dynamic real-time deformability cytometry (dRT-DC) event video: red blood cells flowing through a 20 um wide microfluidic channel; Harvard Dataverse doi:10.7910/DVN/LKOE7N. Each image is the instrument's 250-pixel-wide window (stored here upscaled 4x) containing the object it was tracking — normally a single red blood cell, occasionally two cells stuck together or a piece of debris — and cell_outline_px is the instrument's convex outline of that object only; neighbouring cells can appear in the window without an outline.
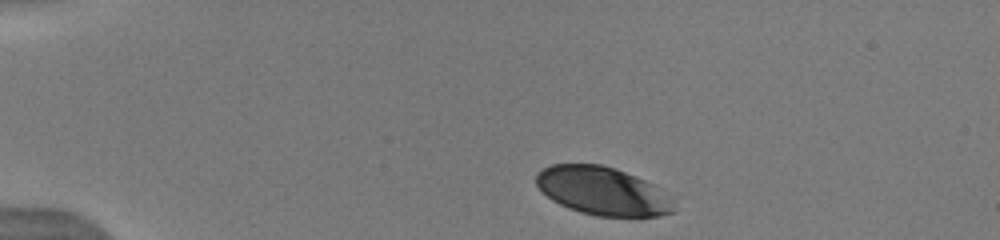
{"species": "human", "species_latin": "Homo sapiens", "temperature_condition": "warm", "stored_images_in_passage": 9, "camera_frame_rate_fps": 3000, "um_per_image_px": 0.085, "donor": {"sex": "male"}, "frame": {"image": 1, "passage_image": 1, "time_ms": 0.0, "image_size_px": [1000, 240], "cell_outline_px": [[672, 212], [660, 216], [640, 220], [596, 216], [580, 212], [568, 208], [552, 200], [536, 184], [536, 172], [552, 164], [600, 164], [616, 168], [644, 180], [652, 184], [668, 200], [672, 208]], "centroid_in_image_um": [51.19, 16.28], "position_along_channel_um": 33.8, "area_um2": 38.78}}